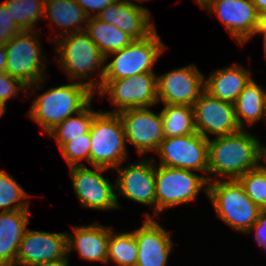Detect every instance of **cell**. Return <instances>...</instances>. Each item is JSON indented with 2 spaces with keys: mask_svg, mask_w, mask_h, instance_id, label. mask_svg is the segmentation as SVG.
Here are the masks:
<instances>
[{
  "mask_svg": "<svg viewBox=\"0 0 266 266\" xmlns=\"http://www.w3.org/2000/svg\"><path fill=\"white\" fill-rule=\"evenodd\" d=\"M208 153L207 181L232 180L262 163L263 144L255 134L241 129L208 139Z\"/></svg>",
  "mask_w": 266,
  "mask_h": 266,
  "instance_id": "obj_1",
  "label": "cell"
},
{
  "mask_svg": "<svg viewBox=\"0 0 266 266\" xmlns=\"http://www.w3.org/2000/svg\"><path fill=\"white\" fill-rule=\"evenodd\" d=\"M50 38L49 41L55 44L54 49L58 56H54L56 63L60 70L67 74V80L83 83L97 92L104 75L105 56L89 35L81 31L64 35L56 40L52 39L53 36ZM93 73H99L95 79L92 76Z\"/></svg>",
  "mask_w": 266,
  "mask_h": 266,
  "instance_id": "obj_2",
  "label": "cell"
},
{
  "mask_svg": "<svg viewBox=\"0 0 266 266\" xmlns=\"http://www.w3.org/2000/svg\"><path fill=\"white\" fill-rule=\"evenodd\" d=\"M94 98L95 92L87 85L71 81L48 88L35 97L26 116L47 134L60 122L83 110Z\"/></svg>",
  "mask_w": 266,
  "mask_h": 266,
  "instance_id": "obj_3",
  "label": "cell"
},
{
  "mask_svg": "<svg viewBox=\"0 0 266 266\" xmlns=\"http://www.w3.org/2000/svg\"><path fill=\"white\" fill-rule=\"evenodd\" d=\"M39 31V28L23 30L4 45L7 59L5 72L28 86L26 98L40 90L48 76L45 70L49 62L43 53L40 36H37L41 33Z\"/></svg>",
  "mask_w": 266,
  "mask_h": 266,
  "instance_id": "obj_4",
  "label": "cell"
},
{
  "mask_svg": "<svg viewBox=\"0 0 266 266\" xmlns=\"http://www.w3.org/2000/svg\"><path fill=\"white\" fill-rule=\"evenodd\" d=\"M207 197L218 218L234 231L245 235L257 222L261 212L237 179L208 182Z\"/></svg>",
  "mask_w": 266,
  "mask_h": 266,
  "instance_id": "obj_5",
  "label": "cell"
},
{
  "mask_svg": "<svg viewBox=\"0 0 266 266\" xmlns=\"http://www.w3.org/2000/svg\"><path fill=\"white\" fill-rule=\"evenodd\" d=\"M90 165L115 169L129 159L124 127L118 113L100 110L90 126Z\"/></svg>",
  "mask_w": 266,
  "mask_h": 266,
  "instance_id": "obj_6",
  "label": "cell"
},
{
  "mask_svg": "<svg viewBox=\"0 0 266 266\" xmlns=\"http://www.w3.org/2000/svg\"><path fill=\"white\" fill-rule=\"evenodd\" d=\"M156 218L163 211L196 201L201 191L207 196L206 176L195 171L157 165L155 158Z\"/></svg>",
  "mask_w": 266,
  "mask_h": 266,
  "instance_id": "obj_7",
  "label": "cell"
},
{
  "mask_svg": "<svg viewBox=\"0 0 266 266\" xmlns=\"http://www.w3.org/2000/svg\"><path fill=\"white\" fill-rule=\"evenodd\" d=\"M167 50L156 29L146 38L134 40L127 47L105 57L103 79L128 78L154 71V65ZM109 60V58H112ZM108 62V63H107Z\"/></svg>",
  "mask_w": 266,
  "mask_h": 266,
  "instance_id": "obj_8",
  "label": "cell"
},
{
  "mask_svg": "<svg viewBox=\"0 0 266 266\" xmlns=\"http://www.w3.org/2000/svg\"><path fill=\"white\" fill-rule=\"evenodd\" d=\"M157 73L144 72L128 78L102 79L101 87L96 92L99 96H108L115 107L110 113H118L129 108L155 107L157 99Z\"/></svg>",
  "mask_w": 266,
  "mask_h": 266,
  "instance_id": "obj_9",
  "label": "cell"
},
{
  "mask_svg": "<svg viewBox=\"0 0 266 266\" xmlns=\"http://www.w3.org/2000/svg\"><path fill=\"white\" fill-rule=\"evenodd\" d=\"M115 176L116 201L118 208H121L118 197H124L142 205H148L154 212L144 213V217H156V185H155V161L153 157L141 158L136 163L118 166Z\"/></svg>",
  "mask_w": 266,
  "mask_h": 266,
  "instance_id": "obj_10",
  "label": "cell"
},
{
  "mask_svg": "<svg viewBox=\"0 0 266 266\" xmlns=\"http://www.w3.org/2000/svg\"><path fill=\"white\" fill-rule=\"evenodd\" d=\"M92 167L93 170L86 165L69 167V177L80 206L97 211L119 209L115 185L102 175L111 169Z\"/></svg>",
  "mask_w": 266,
  "mask_h": 266,
  "instance_id": "obj_11",
  "label": "cell"
},
{
  "mask_svg": "<svg viewBox=\"0 0 266 266\" xmlns=\"http://www.w3.org/2000/svg\"><path fill=\"white\" fill-rule=\"evenodd\" d=\"M201 9L215 13L238 45H245L265 20L252 0H205Z\"/></svg>",
  "mask_w": 266,
  "mask_h": 266,
  "instance_id": "obj_12",
  "label": "cell"
},
{
  "mask_svg": "<svg viewBox=\"0 0 266 266\" xmlns=\"http://www.w3.org/2000/svg\"><path fill=\"white\" fill-rule=\"evenodd\" d=\"M156 153L160 159L157 165L197 171L208 175V139L198 132L164 138Z\"/></svg>",
  "mask_w": 266,
  "mask_h": 266,
  "instance_id": "obj_13",
  "label": "cell"
},
{
  "mask_svg": "<svg viewBox=\"0 0 266 266\" xmlns=\"http://www.w3.org/2000/svg\"><path fill=\"white\" fill-rule=\"evenodd\" d=\"M205 90V75L195 64L178 67L157 75L158 104L193 107Z\"/></svg>",
  "mask_w": 266,
  "mask_h": 266,
  "instance_id": "obj_14",
  "label": "cell"
},
{
  "mask_svg": "<svg viewBox=\"0 0 266 266\" xmlns=\"http://www.w3.org/2000/svg\"><path fill=\"white\" fill-rule=\"evenodd\" d=\"M147 108H129L118 112L124 127L126 142L133 145L142 158L148 152H157L165 138L161 112Z\"/></svg>",
  "mask_w": 266,
  "mask_h": 266,
  "instance_id": "obj_15",
  "label": "cell"
},
{
  "mask_svg": "<svg viewBox=\"0 0 266 266\" xmlns=\"http://www.w3.org/2000/svg\"><path fill=\"white\" fill-rule=\"evenodd\" d=\"M196 131L210 139L212 136L231 135L241 130L233 103L212 96L206 90L193 105Z\"/></svg>",
  "mask_w": 266,
  "mask_h": 266,
  "instance_id": "obj_16",
  "label": "cell"
},
{
  "mask_svg": "<svg viewBox=\"0 0 266 266\" xmlns=\"http://www.w3.org/2000/svg\"><path fill=\"white\" fill-rule=\"evenodd\" d=\"M66 232L25 230L16 258V266H33L67 257Z\"/></svg>",
  "mask_w": 266,
  "mask_h": 266,
  "instance_id": "obj_17",
  "label": "cell"
},
{
  "mask_svg": "<svg viewBox=\"0 0 266 266\" xmlns=\"http://www.w3.org/2000/svg\"><path fill=\"white\" fill-rule=\"evenodd\" d=\"M132 0H115L96 16L98 19L113 25L127 33L134 40L149 36L155 29L151 22L148 8L136 4Z\"/></svg>",
  "mask_w": 266,
  "mask_h": 266,
  "instance_id": "obj_18",
  "label": "cell"
},
{
  "mask_svg": "<svg viewBox=\"0 0 266 266\" xmlns=\"http://www.w3.org/2000/svg\"><path fill=\"white\" fill-rule=\"evenodd\" d=\"M144 219L142 226L134 229L138 246L136 266H167L174 247L171 233L155 218Z\"/></svg>",
  "mask_w": 266,
  "mask_h": 266,
  "instance_id": "obj_19",
  "label": "cell"
},
{
  "mask_svg": "<svg viewBox=\"0 0 266 266\" xmlns=\"http://www.w3.org/2000/svg\"><path fill=\"white\" fill-rule=\"evenodd\" d=\"M73 227V233H66L67 255L74 250L84 261L107 263L110 226L93 222Z\"/></svg>",
  "mask_w": 266,
  "mask_h": 266,
  "instance_id": "obj_20",
  "label": "cell"
},
{
  "mask_svg": "<svg viewBox=\"0 0 266 266\" xmlns=\"http://www.w3.org/2000/svg\"><path fill=\"white\" fill-rule=\"evenodd\" d=\"M252 78L251 71L242 64L229 65L212 71L205 78V90L220 100L234 104Z\"/></svg>",
  "mask_w": 266,
  "mask_h": 266,
  "instance_id": "obj_21",
  "label": "cell"
},
{
  "mask_svg": "<svg viewBox=\"0 0 266 266\" xmlns=\"http://www.w3.org/2000/svg\"><path fill=\"white\" fill-rule=\"evenodd\" d=\"M29 211L0 212V266H16L20 243L30 224Z\"/></svg>",
  "mask_w": 266,
  "mask_h": 266,
  "instance_id": "obj_22",
  "label": "cell"
},
{
  "mask_svg": "<svg viewBox=\"0 0 266 266\" xmlns=\"http://www.w3.org/2000/svg\"><path fill=\"white\" fill-rule=\"evenodd\" d=\"M43 18L51 21L49 31L51 25L61 30V33L54 34V39H58L70 33L85 31L89 16L76 0H45Z\"/></svg>",
  "mask_w": 266,
  "mask_h": 266,
  "instance_id": "obj_23",
  "label": "cell"
},
{
  "mask_svg": "<svg viewBox=\"0 0 266 266\" xmlns=\"http://www.w3.org/2000/svg\"><path fill=\"white\" fill-rule=\"evenodd\" d=\"M258 84L251 79L234 103L236 120L241 129L254 126L262 119L266 124V88Z\"/></svg>",
  "mask_w": 266,
  "mask_h": 266,
  "instance_id": "obj_24",
  "label": "cell"
},
{
  "mask_svg": "<svg viewBox=\"0 0 266 266\" xmlns=\"http://www.w3.org/2000/svg\"><path fill=\"white\" fill-rule=\"evenodd\" d=\"M85 32L106 57L108 54L127 47L134 41L127 33L95 17H89Z\"/></svg>",
  "mask_w": 266,
  "mask_h": 266,
  "instance_id": "obj_25",
  "label": "cell"
},
{
  "mask_svg": "<svg viewBox=\"0 0 266 266\" xmlns=\"http://www.w3.org/2000/svg\"><path fill=\"white\" fill-rule=\"evenodd\" d=\"M93 100L80 112L66 118L60 122L47 135L51 139H55L60 148L65 142L72 141L73 138L85 137L89 132L94 116L100 110H94L92 106Z\"/></svg>",
  "mask_w": 266,
  "mask_h": 266,
  "instance_id": "obj_26",
  "label": "cell"
},
{
  "mask_svg": "<svg viewBox=\"0 0 266 266\" xmlns=\"http://www.w3.org/2000/svg\"><path fill=\"white\" fill-rule=\"evenodd\" d=\"M165 138L190 135L197 132L193 107L166 104L161 109Z\"/></svg>",
  "mask_w": 266,
  "mask_h": 266,
  "instance_id": "obj_27",
  "label": "cell"
},
{
  "mask_svg": "<svg viewBox=\"0 0 266 266\" xmlns=\"http://www.w3.org/2000/svg\"><path fill=\"white\" fill-rule=\"evenodd\" d=\"M138 246L134 230L114 232L110 227V236L107 250V263L110 261L117 266H136Z\"/></svg>",
  "mask_w": 266,
  "mask_h": 266,
  "instance_id": "obj_28",
  "label": "cell"
},
{
  "mask_svg": "<svg viewBox=\"0 0 266 266\" xmlns=\"http://www.w3.org/2000/svg\"><path fill=\"white\" fill-rule=\"evenodd\" d=\"M2 3L22 30H38L37 23L44 17L45 0H6Z\"/></svg>",
  "mask_w": 266,
  "mask_h": 266,
  "instance_id": "obj_29",
  "label": "cell"
},
{
  "mask_svg": "<svg viewBox=\"0 0 266 266\" xmlns=\"http://www.w3.org/2000/svg\"><path fill=\"white\" fill-rule=\"evenodd\" d=\"M31 197L8 172L0 169V210L11 212L16 210H29Z\"/></svg>",
  "mask_w": 266,
  "mask_h": 266,
  "instance_id": "obj_30",
  "label": "cell"
},
{
  "mask_svg": "<svg viewBox=\"0 0 266 266\" xmlns=\"http://www.w3.org/2000/svg\"><path fill=\"white\" fill-rule=\"evenodd\" d=\"M245 193L260 208L266 203V166L260 164L258 167L247 171L238 179Z\"/></svg>",
  "mask_w": 266,
  "mask_h": 266,
  "instance_id": "obj_31",
  "label": "cell"
},
{
  "mask_svg": "<svg viewBox=\"0 0 266 266\" xmlns=\"http://www.w3.org/2000/svg\"><path fill=\"white\" fill-rule=\"evenodd\" d=\"M91 137L90 132L85 137L73 138L72 141L65 142L60 148V152L64 157L68 167L82 166V160H86L90 164Z\"/></svg>",
  "mask_w": 266,
  "mask_h": 266,
  "instance_id": "obj_32",
  "label": "cell"
},
{
  "mask_svg": "<svg viewBox=\"0 0 266 266\" xmlns=\"http://www.w3.org/2000/svg\"><path fill=\"white\" fill-rule=\"evenodd\" d=\"M28 86L20 79L3 72L0 74V118L6 113L7 102L21 93H28Z\"/></svg>",
  "mask_w": 266,
  "mask_h": 266,
  "instance_id": "obj_33",
  "label": "cell"
},
{
  "mask_svg": "<svg viewBox=\"0 0 266 266\" xmlns=\"http://www.w3.org/2000/svg\"><path fill=\"white\" fill-rule=\"evenodd\" d=\"M23 30L16 24L5 5L0 2V45L8 43Z\"/></svg>",
  "mask_w": 266,
  "mask_h": 266,
  "instance_id": "obj_34",
  "label": "cell"
},
{
  "mask_svg": "<svg viewBox=\"0 0 266 266\" xmlns=\"http://www.w3.org/2000/svg\"><path fill=\"white\" fill-rule=\"evenodd\" d=\"M115 0H76L89 17H95ZM93 12V13H92Z\"/></svg>",
  "mask_w": 266,
  "mask_h": 266,
  "instance_id": "obj_35",
  "label": "cell"
},
{
  "mask_svg": "<svg viewBox=\"0 0 266 266\" xmlns=\"http://www.w3.org/2000/svg\"><path fill=\"white\" fill-rule=\"evenodd\" d=\"M254 230V240L256 241L257 245L260 247L266 244V211L261 210L258 215L257 222L252 226L250 232L247 234L249 235Z\"/></svg>",
  "mask_w": 266,
  "mask_h": 266,
  "instance_id": "obj_36",
  "label": "cell"
},
{
  "mask_svg": "<svg viewBox=\"0 0 266 266\" xmlns=\"http://www.w3.org/2000/svg\"><path fill=\"white\" fill-rule=\"evenodd\" d=\"M69 259L68 256L65 257L64 259H57V260H53V261H47V262H43V263H39L33 266H70L69 265Z\"/></svg>",
  "mask_w": 266,
  "mask_h": 266,
  "instance_id": "obj_37",
  "label": "cell"
},
{
  "mask_svg": "<svg viewBox=\"0 0 266 266\" xmlns=\"http://www.w3.org/2000/svg\"><path fill=\"white\" fill-rule=\"evenodd\" d=\"M257 11L266 19V0H252Z\"/></svg>",
  "mask_w": 266,
  "mask_h": 266,
  "instance_id": "obj_38",
  "label": "cell"
},
{
  "mask_svg": "<svg viewBox=\"0 0 266 266\" xmlns=\"http://www.w3.org/2000/svg\"><path fill=\"white\" fill-rule=\"evenodd\" d=\"M262 35L263 37V46H264V51H265V56H266V19L261 23L259 28L255 31V35Z\"/></svg>",
  "mask_w": 266,
  "mask_h": 266,
  "instance_id": "obj_39",
  "label": "cell"
},
{
  "mask_svg": "<svg viewBox=\"0 0 266 266\" xmlns=\"http://www.w3.org/2000/svg\"><path fill=\"white\" fill-rule=\"evenodd\" d=\"M6 49L4 45H0V74L6 69Z\"/></svg>",
  "mask_w": 266,
  "mask_h": 266,
  "instance_id": "obj_40",
  "label": "cell"
},
{
  "mask_svg": "<svg viewBox=\"0 0 266 266\" xmlns=\"http://www.w3.org/2000/svg\"><path fill=\"white\" fill-rule=\"evenodd\" d=\"M262 161H264V165L266 166V146L263 145V158Z\"/></svg>",
  "mask_w": 266,
  "mask_h": 266,
  "instance_id": "obj_41",
  "label": "cell"
},
{
  "mask_svg": "<svg viewBox=\"0 0 266 266\" xmlns=\"http://www.w3.org/2000/svg\"><path fill=\"white\" fill-rule=\"evenodd\" d=\"M199 6L205 1V0H194Z\"/></svg>",
  "mask_w": 266,
  "mask_h": 266,
  "instance_id": "obj_42",
  "label": "cell"
},
{
  "mask_svg": "<svg viewBox=\"0 0 266 266\" xmlns=\"http://www.w3.org/2000/svg\"><path fill=\"white\" fill-rule=\"evenodd\" d=\"M133 1H138L139 3H144L145 1H148V0H133Z\"/></svg>",
  "mask_w": 266,
  "mask_h": 266,
  "instance_id": "obj_43",
  "label": "cell"
},
{
  "mask_svg": "<svg viewBox=\"0 0 266 266\" xmlns=\"http://www.w3.org/2000/svg\"><path fill=\"white\" fill-rule=\"evenodd\" d=\"M261 210H265L266 211V203L261 207Z\"/></svg>",
  "mask_w": 266,
  "mask_h": 266,
  "instance_id": "obj_44",
  "label": "cell"
},
{
  "mask_svg": "<svg viewBox=\"0 0 266 266\" xmlns=\"http://www.w3.org/2000/svg\"><path fill=\"white\" fill-rule=\"evenodd\" d=\"M260 248H263V250L266 251V244L262 245Z\"/></svg>",
  "mask_w": 266,
  "mask_h": 266,
  "instance_id": "obj_45",
  "label": "cell"
}]
</instances>
